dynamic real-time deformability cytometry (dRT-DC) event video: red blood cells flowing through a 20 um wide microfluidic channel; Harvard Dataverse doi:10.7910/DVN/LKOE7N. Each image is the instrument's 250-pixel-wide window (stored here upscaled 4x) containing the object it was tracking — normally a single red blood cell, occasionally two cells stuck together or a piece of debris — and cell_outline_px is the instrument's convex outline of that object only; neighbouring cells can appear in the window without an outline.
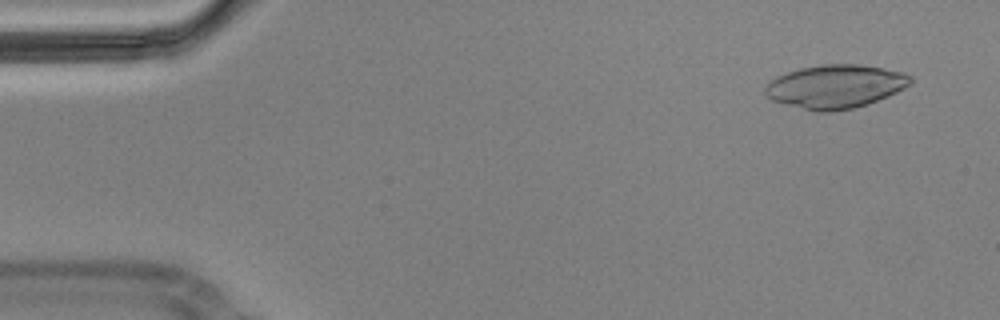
{"species": "Egyptian fruit bat (a non-hibernating species)", "species_latin": "Rousettus aegyptiacus", "temperature_condition": "cold", "stored_images_in_passage": 6, "camera_frame_rate_fps": 3000, "um_per_image_px": 0.085, "animal": {"sex": "male"}, "frame": {"image": 1, "passage_image": 2, "time_ms": 0.333, "image_size_px": [1000, 320], "cell_outline_px": [[912, 80], [904, 88], [888, 96], [868, 104], [852, 108], [832, 112], [816, 112], [784, 104], [772, 100], [764, 92], [764, 88], [776, 76], [800, 68], [824, 64], [860, 64], [904, 72], [912, 76]], "centroid_in_image_um": [71.01, 7.35], "position_along_channel_um": 14.0, "area_um2": 36.82}}